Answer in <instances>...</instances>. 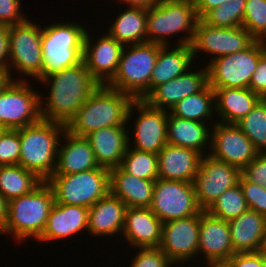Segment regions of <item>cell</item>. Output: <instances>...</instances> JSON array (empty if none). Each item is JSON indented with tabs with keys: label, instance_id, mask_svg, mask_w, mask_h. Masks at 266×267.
Returning a JSON list of instances; mask_svg holds the SVG:
<instances>
[{
	"label": "cell",
	"instance_id": "cell-43",
	"mask_svg": "<svg viewBox=\"0 0 266 267\" xmlns=\"http://www.w3.org/2000/svg\"><path fill=\"white\" fill-rule=\"evenodd\" d=\"M21 5V0H0V25L13 26L25 22L29 17Z\"/></svg>",
	"mask_w": 266,
	"mask_h": 267
},
{
	"label": "cell",
	"instance_id": "cell-27",
	"mask_svg": "<svg viewBox=\"0 0 266 267\" xmlns=\"http://www.w3.org/2000/svg\"><path fill=\"white\" fill-rule=\"evenodd\" d=\"M213 125L183 119L173 116L169 112L167 118V143L194 149L203 156L208 155L210 151L211 127Z\"/></svg>",
	"mask_w": 266,
	"mask_h": 267
},
{
	"label": "cell",
	"instance_id": "cell-8",
	"mask_svg": "<svg viewBox=\"0 0 266 267\" xmlns=\"http://www.w3.org/2000/svg\"><path fill=\"white\" fill-rule=\"evenodd\" d=\"M9 73L19 74L15 80L30 81L43 78L42 27L28 18L9 26ZM12 70L14 72H12ZM13 74V75H12ZM21 75V76H20Z\"/></svg>",
	"mask_w": 266,
	"mask_h": 267
},
{
	"label": "cell",
	"instance_id": "cell-49",
	"mask_svg": "<svg viewBox=\"0 0 266 267\" xmlns=\"http://www.w3.org/2000/svg\"><path fill=\"white\" fill-rule=\"evenodd\" d=\"M115 1L113 0L112 2H114V4L117 3L121 9L122 4H124V6H137V7L150 8L151 6L157 4L160 0H115Z\"/></svg>",
	"mask_w": 266,
	"mask_h": 267
},
{
	"label": "cell",
	"instance_id": "cell-57",
	"mask_svg": "<svg viewBox=\"0 0 266 267\" xmlns=\"http://www.w3.org/2000/svg\"><path fill=\"white\" fill-rule=\"evenodd\" d=\"M177 267H191V266L188 265V266H177ZM192 267H193V266H192ZM194 267H196V266H194Z\"/></svg>",
	"mask_w": 266,
	"mask_h": 267
},
{
	"label": "cell",
	"instance_id": "cell-1",
	"mask_svg": "<svg viewBox=\"0 0 266 267\" xmlns=\"http://www.w3.org/2000/svg\"><path fill=\"white\" fill-rule=\"evenodd\" d=\"M40 87L49 88L47 95L40 92L41 119L67 124L100 83L81 63L56 71L38 80ZM44 85V86H42Z\"/></svg>",
	"mask_w": 266,
	"mask_h": 267
},
{
	"label": "cell",
	"instance_id": "cell-51",
	"mask_svg": "<svg viewBox=\"0 0 266 267\" xmlns=\"http://www.w3.org/2000/svg\"><path fill=\"white\" fill-rule=\"evenodd\" d=\"M13 80H15V77L12 78L9 71H0V93H2Z\"/></svg>",
	"mask_w": 266,
	"mask_h": 267
},
{
	"label": "cell",
	"instance_id": "cell-33",
	"mask_svg": "<svg viewBox=\"0 0 266 267\" xmlns=\"http://www.w3.org/2000/svg\"><path fill=\"white\" fill-rule=\"evenodd\" d=\"M170 113L183 119L215 124V92L208 84L202 91L179 101Z\"/></svg>",
	"mask_w": 266,
	"mask_h": 267
},
{
	"label": "cell",
	"instance_id": "cell-32",
	"mask_svg": "<svg viewBox=\"0 0 266 267\" xmlns=\"http://www.w3.org/2000/svg\"><path fill=\"white\" fill-rule=\"evenodd\" d=\"M232 247L235 253L257 252L266 232V217L248 209L229 220Z\"/></svg>",
	"mask_w": 266,
	"mask_h": 267
},
{
	"label": "cell",
	"instance_id": "cell-41",
	"mask_svg": "<svg viewBox=\"0 0 266 267\" xmlns=\"http://www.w3.org/2000/svg\"><path fill=\"white\" fill-rule=\"evenodd\" d=\"M20 152L21 144L18 131L5 129L0 135V165L19 164Z\"/></svg>",
	"mask_w": 266,
	"mask_h": 267
},
{
	"label": "cell",
	"instance_id": "cell-48",
	"mask_svg": "<svg viewBox=\"0 0 266 267\" xmlns=\"http://www.w3.org/2000/svg\"><path fill=\"white\" fill-rule=\"evenodd\" d=\"M229 1L230 0H197L195 7L199 19H201L209 10Z\"/></svg>",
	"mask_w": 266,
	"mask_h": 267
},
{
	"label": "cell",
	"instance_id": "cell-40",
	"mask_svg": "<svg viewBox=\"0 0 266 267\" xmlns=\"http://www.w3.org/2000/svg\"><path fill=\"white\" fill-rule=\"evenodd\" d=\"M129 267H176L169 257L159 248H136ZM127 266V267H128Z\"/></svg>",
	"mask_w": 266,
	"mask_h": 267
},
{
	"label": "cell",
	"instance_id": "cell-13",
	"mask_svg": "<svg viewBox=\"0 0 266 267\" xmlns=\"http://www.w3.org/2000/svg\"><path fill=\"white\" fill-rule=\"evenodd\" d=\"M149 208L163 223L194 216L202 211L193 183L161 178L155 181Z\"/></svg>",
	"mask_w": 266,
	"mask_h": 267
},
{
	"label": "cell",
	"instance_id": "cell-42",
	"mask_svg": "<svg viewBox=\"0 0 266 267\" xmlns=\"http://www.w3.org/2000/svg\"><path fill=\"white\" fill-rule=\"evenodd\" d=\"M238 183L242 188L248 209L266 217V188L248 181L242 174Z\"/></svg>",
	"mask_w": 266,
	"mask_h": 267
},
{
	"label": "cell",
	"instance_id": "cell-20",
	"mask_svg": "<svg viewBox=\"0 0 266 267\" xmlns=\"http://www.w3.org/2000/svg\"><path fill=\"white\" fill-rule=\"evenodd\" d=\"M233 254L235 251L232 247L228 221L213 217L207 211L202 210L200 212L197 264L201 265L203 260V263L228 261Z\"/></svg>",
	"mask_w": 266,
	"mask_h": 267
},
{
	"label": "cell",
	"instance_id": "cell-46",
	"mask_svg": "<svg viewBox=\"0 0 266 267\" xmlns=\"http://www.w3.org/2000/svg\"><path fill=\"white\" fill-rule=\"evenodd\" d=\"M263 256L258 252L235 253L228 260L232 267H262Z\"/></svg>",
	"mask_w": 266,
	"mask_h": 267
},
{
	"label": "cell",
	"instance_id": "cell-29",
	"mask_svg": "<svg viewBox=\"0 0 266 267\" xmlns=\"http://www.w3.org/2000/svg\"><path fill=\"white\" fill-rule=\"evenodd\" d=\"M217 122L237 124L262 99L249 88H212Z\"/></svg>",
	"mask_w": 266,
	"mask_h": 267
},
{
	"label": "cell",
	"instance_id": "cell-12",
	"mask_svg": "<svg viewBox=\"0 0 266 267\" xmlns=\"http://www.w3.org/2000/svg\"><path fill=\"white\" fill-rule=\"evenodd\" d=\"M32 80H13L0 93V124L16 130L41 120L40 93L30 83Z\"/></svg>",
	"mask_w": 266,
	"mask_h": 267
},
{
	"label": "cell",
	"instance_id": "cell-11",
	"mask_svg": "<svg viewBox=\"0 0 266 267\" xmlns=\"http://www.w3.org/2000/svg\"><path fill=\"white\" fill-rule=\"evenodd\" d=\"M168 113L150 106L145 100H134L127 116L129 147L158 154L167 144Z\"/></svg>",
	"mask_w": 266,
	"mask_h": 267
},
{
	"label": "cell",
	"instance_id": "cell-10",
	"mask_svg": "<svg viewBox=\"0 0 266 267\" xmlns=\"http://www.w3.org/2000/svg\"><path fill=\"white\" fill-rule=\"evenodd\" d=\"M266 52V42L254 40L247 48L220 56L207 65L211 88H249L259 58Z\"/></svg>",
	"mask_w": 266,
	"mask_h": 267
},
{
	"label": "cell",
	"instance_id": "cell-56",
	"mask_svg": "<svg viewBox=\"0 0 266 267\" xmlns=\"http://www.w3.org/2000/svg\"><path fill=\"white\" fill-rule=\"evenodd\" d=\"M5 131V128L0 124V135Z\"/></svg>",
	"mask_w": 266,
	"mask_h": 267
},
{
	"label": "cell",
	"instance_id": "cell-30",
	"mask_svg": "<svg viewBox=\"0 0 266 267\" xmlns=\"http://www.w3.org/2000/svg\"><path fill=\"white\" fill-rule=\"evenodd\" d=\"M171 48V49H170ZM195 64L191 45H167L159 54L150 79V93L159 85L185 73Z\"/></svg>",
	"mask_w": 266,
	"mask_h": 267
},
{
	"label": "cell",
	"instance_id": "cell-53",
	"mask_svg": "<svg viewBox=\"0 0 266 267\" xmlns=\"http://www.w3.org/2000/svg\"><path fill=\"white\" fill-rule=\"evenodd\" d=\"M259 254L266 257V232L264 233V236L261 239L258 251Z\"/></svg>",
	"mask_w": 266,
	"mask_h": 267
},
{
	"label": "cell",
	"instance_id": "cell-18",
	"mask_svg": "<svg viewBox=\"0 0 266 267\" xmlns=\"http://www.w3.org/2000/svg\"><path fill=\"white\" fill-rule=\"evenodd\" d=\"M259 154L236 124L216 122L211 127L209 155L241 171Z\"/></svg>",
	"mask_w": 266,
	"mask_h": 267
},
{
	"label": "cell",
	"instance_id": "cell-28",
	"mask_svg": "<svg viewBox=\"0 0 266 267\" xmlns=\"http://www.w3.org/2000/svg\"><path fill=\"white\" fill-rule=\"evenodd\" d=\"M155 180H146L124 172L120 167L109 170L110 193L127 208H149Z\"/></svg>",
	"mask_w": 266,
	"mask_h": 267
},
{
	"label": "cell",
	"instance_id": "cell-21",
	"mask_svg": "<svg viewBox=\"0 0 266 267\" xmlns=\"http://www.w3.org/2000/svg\"><path fill=\"white\" fill-rule=\"evenodd\" d=\"M88 214L89 208L87 207L54 202L45 229L37 241L44 245L48 242L69 240L73 236L78 238L84 232L87 235Z\"/></svg>",
	"mask_w": 266,
	"mask_h": 267
},
{
	"label": "cell",
	"instance_id": "cell-3",
	"mask_svg": "<svg viewBox=\"0 0 266 267\" xmlns=\"http://www.w3.org/2000/svg\"><path fill=\"white\" fill-rule=\"evenodd\" d=\"M54 202L53 189L46 181L33 192L11 199L8 218L0 230V236H11L17 245L30 239L37 242L45 229Z\"/></svg>",
	"mask_w": 266,
	"mask_h": 267
},
{
	"label": "cell",
	"instance_id": "cell-4",
	"mask_svg": "<svg viewBox=\"0 0 266 267\" xmlns=\"http://www.w3.org/2000/svg\"><path fill=\"white\" fill-rule=\"evenodd\" d=\"M16 130L21 144L19 165L47 181L56 169L59 143L66 125L41 119Z\"/></svg>",
	"mask_w": 266,
	"mask_h": 267
},
{
	"label": "cell",
	"instance_id": "cell-44",
	"mask_svg": "<svg viewBox=\"0 0 266 267\" xmlns=\"http://www.w3.org/2000/svg\"><path fill=\"white\" fill-rule=\"evenodd\" d=\"M241 174L250 182L266 188V153H259Z\"/></svg>",
	"mask_w": 266,
	"mask_h": 267
},
{
	"label": "cell",
	"instance_id": "cell-55",
	"mask_svg": "<svg viewBox=\"0 0 266 267\" xmlns=\"http://www.w3.org/2000/svg\"><path fill=\"white\" fill-rule=\"evenodd\" d=\"M262 267H266V257L263 256Z\"/></svg>",
	"mask_w": 266,
	"mask_h": 267
},
{
	"label": "cell",
	"instance_id": "cell-52",
	"mask_svg": "<svg viewBox=\"0 0 266 267\" xmlns=\"http://www.w3.org/2000/svg\"><path fill=\"white\" fill-rule=\"evenodd\" d=\"M202 264V267H232L229 261L206 262ZM194 266L201 267L198 264H195Z\"/></svg>",
	"mask_w": 266,
	"mask_h": 267
},
{
	"label": "cell",
	"instance_id": "cell-50",
	"mask_svg": "<svg viewBox=\"0 0 266 267\" xmlns=\"http://www.w3.org/2000/svg\"><path fill=\"white\" fill-rule=\"evenodd\" d=\"M9 210V201L0 193V230L4 227Z\"/></svg>",
	"mask_w": 266,
	"mask_h": 267
},
{
	"label": "cell",
	"instance_id": "cell-39",
	"mask_svg": "<svg viewBox=\"0 0 266 267\" xmlns=\"http://www.w3.org/2000/svg\"><path fill=\"white\" fill-rule=\"evenodd\" d=\"M242 26L255 40L266 42V0H246Z\"/></svg>",
	"mask_w": 266,
	"mask_h": 267
},
{
	"label": "cell",
	"instance_id": "cell-17",
	"mask_svg": "<svg viewBox=\"0 0 266 267\" xmlns=\"http://www.w3.org/2000/svg\"><path fill=\"white\" fill-rule=\"evenodd\" d=\"M104 32L97 38V32L88 27L84 37L83 61L92 76L100 83L106 85L116 74L124 45ZM92 33H95L94 35Z\"/></svg>",
	"mask_w": 266,
	"mask_h": 267
},
{
	"label": "cell",
	"instance_id": "cell-9",
	"mask_svg": "<svg viewBox=\"0 0 266 267\" xmlns=\"http://www.w3.org/2000/svg\"><path fill=\"white\" fill-rule=\"evenodd\" d=\"M53 189L59 204L90 208L110 192L109 170L97 167L89 171L52 175L46 181Z\"/></svg>",
	"mask_w": 266,
	"mask_h": 267
},
{
	"label": "cell",
	"instance_id": "cell-47",
	"mask_svg": "<svg viewBox=\"0 0 266 267\" xmlns=\"http://www.w3.org/2000/svg\"><path fill=\"white\" fill-rule=\"evenodd\" d=\"M9 26L0 25V71L9 70Z\"/></svg>",
	"mask_w": 266,
	"mask_h": 267
},
{
	"label": "cell",
	"instance_id": "cell-5",
	"mask_svg": "<svg viewBox=\"0 0 266 267\" xmlns=\"http://www.w3.org/2000/svg\"><path fill=\"white\" fill-rule=\"evenodd\" d=\"M198 21L195 4L160 0L147 8V42L171 46L177 37L174 45H191Z\"/></svg>",
	"mask_w": 266,
	"mask_h": 267
},
{
	"label": "cell",
	"instance_id": "cell-15",
	"mask_svg": "<svg viewBox=\"0 0 266 267\" xmlns=\"http://www.w3.org/2000/svg\"><path fill=\"white\" fill-rule=\"evenodd\" d=\"M199 227L200 213L163 223L159 248L176 266H192V263L194 266L197 263Z\"/></svg>",
	"mask_w": 266,
	"mask_h": 267
},
{
	"label": "cell",
	"instance_id": "cell-24",
	"mask_svg": "<svg viewBox=\"0 0 266 267\" xmlns=\"http://www.w3.org/2000/svg\"><path fill=\"white\" fill-rule=\"evenodd\" d=\"M127 126L105 127L90 132L89 141L99 167L111 170L120 166L129 146Z\"/></svg>",
	"mask_w": 266,
	"mask_h": 267
},
{
	"label": "cell",
	"instance_id": "cell-26",
	"mask_svg": "<svg viewBox=\"0 0 266 267\" xmlns=\"http://www.w3.org/2000/svg\"><path fill=\"white\" fill-rule=\"evenodd\" d=\"M99 167L89 141L65 130L58 153L53 175L74 174Z\"/></svg>",
	"mask_w": 266,
	"mask_h": 267
},
{
	"label": "cell",
	"instance_id": "cell-25",
	"mask_svg": "<svg viewBox=\"0 0 266 267\" xmlns=\"http://www.w3.org/2000/svg\"><path fill=\"white\" fill-rule=\"evenodd\" d=\"M157 156L158 178L193 183L203 155L194 149L167 143Z\"/></svg>",
	"mask_w": 266,
	"mask_h": 267
},
{
	"label": "cell",
	"instance_id": "cell-2",
	"mask_svg": "<svg viewBox=\"0 0 266 267\" xmlns=\"http://www.w3.org/2000/svg\"><path fill=\"white\" fill-rule=\"evenodd\" d=\"M133 101L128 94L100 85L66 124V131L85 137L105 127L128 126L127 116Z\"/></svg>",
	"mask_w": 266,
	"mask_h": 267
},
{
	"label": "cell",
	"instance_id": "cell-54",
	"mask_svg": "<svg viewBox=\"0 0 266 267\" xmlns=\"http://www.w3.org/2000/svg\"><path fill=\"white\" fill-rule=\"evenodd\" d=\"M172 1L189 2V3H192V4H195L197 2V0H172Z\"/></svg>",
	"mask_w": 266,
	"mask_h": 267
},
{
	"label": "cell",
	"instance_id": "cell-16",
	"mask_svg": "<svg viewBox=\"0 0 266 267\" xmlns=\"http://www.w3.org/2000/svg\"><path fill=\"white\" fill-rule=\"evenodd\" d=\"M241 170L209 154L201 158L199 170L193 181L198 205L206 211L227 189L238 184Z\"/></svg>",
	"mask_w": 266,
	"mask_h": 267
},
{
	"label": "cell",
	"instance_id": "cell-6",
	"mask_svg": "<svg viewBox=\"0 0 266 267\" xmlns=\"http://www.w3.org/2000/svg\"><path fill=\"white\" fill-rule=\"evenodd\" d=\"M42 27L43 77L83 61L87 25L73 21H51ZM86 26V27H85Z\"/></svg>",
	"mask_w": 266,
	"mask_h": 267
},
{
	"label": "cell",
	"instance_id": "cell-45",
	"mask_svg": "<svg viewBox=\"0 0 266 267\" xmlns=\"http://www.w3.org/2000/svg\"><path fill=\"white\" fill-rule=\"evenodd\" d=\"M249 89L262 99H266V52L259 58Z\"/></svg>",
	"mask_w": 266,
	"mask_h": 267
},
{
	"label": "cell",
	"instance_id": "cell-22",
	"mask_svg": "<svg viewBox=\"0 0 266 267\" xmlns=\"http://www.w3.org/2000/svg\"><path fill=\"white\" fill-rule=\"evenodd\" d=\"M163 222L150 208H127L122 237L131 248L160 247Z\"/></svg>",
	"mask_w": 266,
	"mask_h": 267
},
{
	"label": "cell",
	"instance_id": "cell-35",
	"mask_svg": "<svg viewBox=\"0 0 266 267\" xmlns=\"http://www.w3.org/2000/svg\"><path fill=\"white\" fill-rule=\"evenodd\" d=\"M236 125L259 153H266V99H261Z\"/></svg>",
	"mask_w": 266,
	"mask_h": 267
},
{
	"label": "cell",
	"instance_id": "cell-7",
	"mask_svg": "<svg viewBox=\"0 0 266 267\" xmlns=\"http://www.w3.org/2000/svg\"><path fill=\"white\" fill-rule=\"evenodd\" d=\"M162 46L152 42L124 46L116 74L106 86L144 100L150 94V79Z\"/></svg>",
	"mask_w": 266,
	"mask_h": 267
},
{
	"label": "cell",
	"instance_id": "cell-34",
	"mask_svg": "<svg viewBox=\"0 0 266 267\" xmlns=\"http://www.w3.org/2000/svg\"><path fill=\"white\" fill-rule=\"evenodd\" d=\"M44 181L34 172L16 165H0V193L8 200L33 192Z\"/></svg>",
	"mask_w": 266,
	"mask_h": 267
},
{
	"label": "cell",
	"instance_id": "cell-37",
	"mask_svg": "<svg viewBox=\"0 0 266 267\" xmlns=\"http://www.w3.org/2000/svg\"><path fill=\"white\" fill-rule=\"evenodd\" d=\"M247 210L246 199L238 183L222 193L206 211L213 217L229 221Z\"/></svg>",
	"mask_w": 266,
	"mask_h": 267
},
{
	"label": "cell",
	"instance_id": "cell-23",
	"mask_svg": "<svg viewBox=\"0 0 266 267\" xmlns=\"http://www.w3.org/2000/svg\"><path fill=\"white\" fill-rule=\"evenodd\" d=\"M127 206L110 192L89 208L88 234L93 239H111L122 235ZM93 235V236H92ZM118 235V236H117ZM113 236V237H112ZM109 237V238H108Z\"/></svg>",
	"mask_w": 266,
	"mask_h": 267
},
{
	"label": "cell",
	"instance_id": "cell-36",
	"mask_svg": "<svg viewBox=\"0 0 266 267\" xmlns=\"http://www.w3.org/2000/svg\"><path fill=\"white\" fill-rule=\"evenodd\" d=\"M119 167L138 178L155 181L158 179L157 154L139 151L128 146Z\"/></svg>",
	"mask_w": 266,
	"mask_h": 267
},
{
	"label": "cell",
	"instance_id": "cell-14",
	"mask_svg": "<svg viewBox=\"0 0 266 267\" xmlns=\"http://www.w3.org/2000/svg\"><path fill=\"white\" fill-rule=\"evenodd\" d=\"M254 40L243 26L231 28L213 27L199 19L191 47L195 63L201 55L204 56L205 54L206 57H210L208 62L205 63L206 66L215 58L234 54L247 48Z\"/></svg>",
	"mask_w": 266,
	"mask_h": 267
},
{
	"label": "cell",
	"instance_id": "cell-19",
	"mask_svg": "<svg viewBox=\"0 0 266 267\" xmlns=\"http://www.w3.org/2000/svg\"><path fill=\"white\" fill-rule=\"evenodd\" d=\"M198 63L203 64L197 62L185 73L157 86L144 100L154 108L170 112L182 99L202 91L209 84L208 72L205 65H200L202 68L199 69Z\"/></svg>",
	"mask_w": 266,
	"mask_h": 267
},
{
	"label": "cell",
	"instance_id": "cell-38",
	"mask_svg": "<svg viewBox=\"0 0 266 267\" xmlns=\"http://www.w3.org/2000/svg\"><path fill=\"white\" fill-rule=\"evenodd\" d=\"M246 0H230L209 10L201 20L213 27L231 28L242 26Z\"/></svg>",
	"mask_w": 266,
	"mask_h": 267
},
{
	"label": "cell",
	"instance_id": "cell-31",
	"mask_svg": "<svg viewBox=\"0 0 266 267\" xmlns=\"http://www.w3.org/2000/svg\"><path fill=\"white\" fill-rule=\"evenodd\" d=\"M122 7L105 31L124 46L147 42V8Z\"/></svg>",
	"mask_w": 266,
	"mask_h": 267
}]
</instances>
